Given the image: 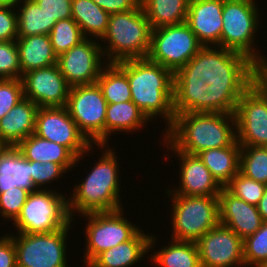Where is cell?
<instances>
[{"label": "cell", "mask_w": 267, "mask_h": 267, "mask_svg": "<svg viewBox=\"0 0 267 267\" xmlns=\"http://www.w3.org/2000/svg\"><path fill=\"white\" fill-rule=\"evenodd\" d=\"M260 73L261 69L242 53L204 46L174 73V113L234 114L243 92Z\"/></svg>", "instance_id": "obj_1"}, {"label": "cell", "mask_w": 267, "mask_h": 267, "mask_svg": "<svg viewBox=\"0 0 267 267\" xmlns=\"http://www.w3.org/2000/svg\"><path fill=\"white\" fill-rule=\"evenodd\" d=\"M126 74L133 101L152 120L166 119L167 130L174 121V73L148 58L130 59L116 63ZM159 114V115H158Z\"/></svg>", "instance_id": "obj_2"}, {"label": "cell", "mask_w": 267, "mask_h": 267, "mask_svg": "<svg viewBox=\"0 0 267 267\" xmlns=\"http://www.w3.org/2000/svg\"><path fill=\"white\" fill-rule=\"evenodd\" d=\"M163 137L176 150L191 155H198L207 149L231 146L236 141L235 115L208 112L178 113Z\"/></svg>", "instance_id": "obj_3"}, {"label": "cell", "mask_w": 267, "mask_h": 267, "mask_svg": "<svg viewBox=\"0 0 267 267\" xmlns=\"http://www.w3.org/2000/svg\"><path fill=\"white\" fill-rule=\"evenodd\" d=\"M112 148H105L87 177L75 185L73 195L68 198V210L79 215L93 212H110L122 209L120 203V180L118 159Z\"/></svg>", "instance_id": "obj_4"}, {"label": "cell", "mask_w": 267, "mask_h": 267, "mask_svg": "<svg viewBox=\"0 0 267 267\" xmlns=\"http://www.w3.org/2000/svg\"><path fill=\"white\" fill-rule=\"evenodd\" d=\"M152 28L141 3L130 11L111 14L101 41L107 63L147 58L151 47ZM107 41V42H106ZM109 59V60H108Z\"/></svg>", "instance_id": "obj_5"}, {"label": "cell", "mask_w": 267, "mask_h": 267, "mask_svg": "<svg viewBox=\"0 0 267 267\" xmlns=\"http://www.w3.org/2000/svg\"><path fill=\"white\" fill-rule=\"evenodd\" d=\"M254 2L223 0L221 47L246 55L262 69L267 64V57L260 55L254 47V33L260 20L259 9Z\"/></svg>", "instance_id": "obj_6"}, {"label": "cell", "mask_w": 267, "mask_h": 267, "mask_svg": "<svg viewBox=\"0 0 267 267\" xmlns=\"http://www.w3.org/2000/svg\"><path fill=\"white\" fill-rule=\"evenodd\" d=\"M171 197V240L196 242L219 224L218 196L168 195Z\"/></svg>", "instance_id": "obj_7"}, {"label": "cell", "mask_w": 267, "mask_h": 267, "mask_svg": "<svg viewBox=\"0 0 267 267\" xmlns=\"http://www.w3.org/2000/svg\"><path fill=\"white\" fill-rule=\"evenodd\" d=\"M68 198L54 190L37 189L28 194L18 218L13 222L17 233H49L72 223Z\"/></svg>", "instance_id": "obj_8"}, {"label": "cell", "mask_w": 267, "mask_h": 267, "mask_svg": "<svg viewBox=\"0 0 267 267\" xmlns=\"http://www.w3.org/2000/svg\"><path fill=\"white\" fill-rule=\"evenodd\" d=\"M234 115L241 146L267 147V80L261 73L243 92Z\"/></svg>", "instance_id": "obj_9"}, {"label": "cell", "mask_w": 267, "mask_h": 267, "mask_svg": "<svg viewBox=\"0 0 267 267\" xmlns=\"http://www.w3.org/2000/svg\"><path fill=\"white\" fill-rule=\"evenodd\" d=\"M107 105L97 83L70 87L66 108L71 118L86 139L103 150L108 146L105 145Z\"/></svg>", "instance_id": "obj_10"}, {"label": "cell", "mask_w": 267, "mask_h": 267, "mask_svg": "<svg viewBox=\"0 0 267 267\" xmlns=\"http://www.w3.org/2000/svg\"><path fill=\"white\" fill-rule=\"evenodd\" d=\"M204 46L186 22L152 29L147 58L175 73Z\"/></svg>", "instance_id": "obj_11"}, {"label": "cell", "mask_w": 267, "mask_h": 267, "mask_svg": "<svg viewBox=\"0 0 267 267\" xmlns=\"http://www.w3.org/2000/svg\"><path fill=\"white\" fill-rule=\"evenodd\" d=\"M70 228L71 223L55 232L12 234L17 267H68L66 239Z\"/></svg>", "instance_id": "obj_12"}, {"label": "cell", "mask_w": 267, "mask_h": 267, "mask_svg": "<svg viewBox=\"0 0 267 267\" xmlns=\"http://www.w3.org/2000/svg\"><path fill=\"white\" fill-rule=\"evenodd\" d=\"M123 214V208L117 211L82 214L88 219L85 228L87 244L83 258L85 266L101 252L130 240L140 230L139 226L129 222Z\"/></svg>", "instance_id": "obj_13"}, {"label": "cell", "mask_w": 267, "mask_h": 267, "mask_svg": "<svg viewBox=\"0 0 267 267\" xmlns=\"http://www.w3.org/2000/svg\"><path fill=\"white\" fill-rule=\"evenodd\" d=\"M101 46L96 39L86 38L57 57V65L70 87L96 83L102 65L108 64L104 63Z\"/></svg>", "instance_id": "obj_14"}, {"label": "cell", "mask_w": 267, "mask_h": 267, "mask_svg": "<svg viewBox=\"0 0 267 267\" xmlns=\"http://www.w3.org/2000/svg\"><path fill=\"white\" fill-rule=\"evenodd\" d=\"M34 134L67 147L77 158L92 145L79 131L66 107L39 108Z\"/></svg>", "instance_id": "obj_15"}, {"label": "cell", "mask_w": 267, "mask_h": 267, "mask_svg": "<svg viewBox=\"0 0 267 267\" xmlns=\"http://www.w3.org/2000/svg\"><path fill=\"white\" fill-rule=\"evenodd\" d=\"M196 245L202 267H245L243 239L220 223L199 238Z\"/></svg>", "instance_id": "obj_16"}, {"label": "cell", "mask_w": 267, "mask_h": 267, "mask_svg": "<svg viewBox=\"0 0 267 267\" xmlns=\"http://www.w3.org/2000/svg\"><path fill=\"white\" fill-rule=\"evenodd\" d=\"M24 97L39 108L66 107L70 86L59 66L34 69L23 74Z\"/></svg>", "instance_id": "obj_17"}, {"label": "cell", "mask_w": 267, "mask_h": 267, "mask_svg": "<svg viewBox=\"0 0 267 267\" xmlns=\"http://www.w3.org/2000/svg\"><path fill=\"white\" fill-rule=\"evenodd\" d=\"M164 143L179 157L180 162V185L176 189L167 190L168 195L187 196H218L222 186L210 173L198 155H191L176 150L165 138ZM169 147V148H168ZM173 192V193H172Z\"/></svg>", "instance_id": "obj_18"}, {"label": "cell", "mask_w": 267, "mask_h": 267, "mask_svg": "<svg viewBox=\"0 0 267 267\" xmlns=\"http://www.w3.org/2000/svg\"><path fill=\"white\" fill-rule=\"evenodd\" d=\"M223 0L189 1L186 23L203 46L221 47Z\"/></svg>", "instance_id": "obj_19"}, {"label": "cell", "mask_w": 267, "mask_h": 267, "mask_svg": "<svg viewBox=\"0 0 267 267\" xmlns=\"http://www.w3.org/2000/svg\"><path fill=\"white\" fill-rule=\"evenodd\" d=\"M219 223L232 229L243 240L263 224L257 206L231 194L225 187L218 195Z\"/></svg>", "instance_id": "obj_20"}, {"label": "cell", "mask_w": 267, "mask_h": 267, "mask_svg": "<svg viewBox=\"0 0 267 267\" xmlns=\"http://www.w3.org/2000/svg\"><path fill=\"white\" fill-rule=\"evenodd\" d=\"M156 238L140 229L130 240L101 252L87 267L133 266L155 247Z\"/></svg>", "instance_id": "obj_21"}, {"label": "cell", "mask_w": 267, "mask_h": 267, "mask_svg": "<svg viewBox=\"0 0 267 267\" xmlns=\"http://www.w3.org/2000/svg\"><path fill=\"white\" fill-rule=\"evenodd\" d=\"M38 109L28 98L19 101L0 119V145L17 146L34 133Z\"/></svg>", "instance_id": "obj_22"}, {"label": "cell", "mask_w": 267, "mask_h": 267, "mask_svg": "<svg viewBox=\"0 0 267 267\" xmlns=\"http://www.w3.org/2000/svg\"><path fill=\"white\" fill-rule=\"evenodd\" d=\"M14 187L29 193L37 190L31 177V161L17 146L0 145V193Z\"/></svg>", "instance_id": "obj_23"}, {"label": "cell", "mask_w": 267, "mask_h": 267, "mask_svg": "<svg viewBox=\"0 0 267 267\" xmlns=\"http://www.w3.org/2000/svg\"><path fill=\"white\" fill-rule=\"evenodd\" d=\"M17 147L28 161L54 162L61 164L66 170L74 168L80 162L81 157L84 158L86 153L88 154L92 149L91 145L85 153L77 158L67 147L43 139L34 133L22 140Z\"/></svg>", "instance_id": "obj_24"}, {"label": "cell", "mask_w": 267, "mask_h": 267, "mask_svg": "<svg viewBox=\"0 0 267 267\" xmlns=\"http://www.w3.org/2000/svg\"><path fill=\"white\" fill-rule=\"evenodd\" d=\"M17 49L21 66V78L30 70L46 68L57 64L49 35H35L17 38Z\"/></svg>", "instance_id": "obj_25"}, {"label": "cell", "mask_w": 267, "mask_h": 267, "mask_svg": "<svg viewBox=\"0 0 267 267\" xmlns=\"http://www.w3.org/2000/svg\"><path fill=\"white\" fill-rule=\"evenodd\" d=\"M241 145L237 140L222 148L207 149L198 154L217 182L225 187L240 171Z\"/></svg>", "instance_id": "obj_26"}, {"label": "cell", "mask_w": 267, "mask_h": 267, "mask_svg": "<svg viewBox=\"0 0 267 267\" xmlns=\"http://www.w3.org/2000/svg\"><path fill=\"white\" fill-rule=\"evenodd\" d=\"M148 118L142 113L133 101L108 104L105 120V144L113 132H134L148 122Z\"/></svg>", "instance_id": "obj_27"}, {"label": "cell", "mask_w": 267, "mask_h": 267, "mask_svg": "<svg viewBox=\"0 0 267 267\" xmlns=\"http://www.w3.org/2000/svg\"><path fill=\"white\" fill-rule=\"evenodd\" d=\"M71 11L72 19L79 25L85 38L91 35L93 39H102L108 28L109 13L92 0H72Z\"/></svg>", "instance_id": "obj_28"}, {"label": "cell", "mask_w": 267, "mask_h": 267, "mask_svg": "<svg viewBox=\"0 0 267 267\" xmlns=\"http://www.w3.org/2000/svg\"><path fill=\"white\" fill-rule=\"evenodd\" d=\"M152 29L186 22L189 0H140Z\"/></svg>", "instance_id": "obj_29"}, {"label": "cell", "mask_w": 267, "mask_h": 267, "mask_svg": "<svg viewBox=\"0 0 267 267\" xmlns=\"http://www.w3.org/2000/svg\"><path fill=\"white\" fill-rule=\"evenodd\" d=\"M168 244L149 257L157 267H202L196 242L172 240Z\"/></svg>", "instance_id": "obj_30"}, {"label": "cell", "mask_w": 267, "mask_h": 267, "mask_svg": "<svg viewBox=\"0 0 267 267\" xmlns=\"http://www.w3.org/2000/svg\"><path fill=\"white\" fill-rule=\"evenodd\" d=\"M17 11L18 38L49 35L56 19H51L34 0H20ZM22 5V6H21Z\"/></svg>", "instance_id": "obj_31"}, {"label": "cell", "mask_w": 267, "mask_h": 267, "mask_svg": "<svg viewBox=\"0 0 267 267\" xmlns=\"http://www.w3.org/2000/svg\"><path fill=\"white\" fill-rule=\"evenodd\" d=\"M96 83L108 104L131 101V90L127 74L116 64L103 66Z\"/></svg>", "instance_id": "obj_32"}, {"label": "cell", "mask_w": 267, "mask_h": 267, "mask_svg": "<svg viewBox=\"0 0 267 267\" xmlns=\"http://www.w3.org/2000/svg\"><path fill=\"white\" fill-rule=\"evenodd\" d=\"M240 172L267 185V147L241 146Z\"/></svg>", "instance_id": "obj_33"}, {"label": "cell", "mask_w": 267, "mask_h": 267, "mask_svg": "<svg viewBox=\"0 0 267 267\" xmlns=\"http://www.w3.org/2000/svg\"><path fill=\"white\" fill-rule=\"evenodd\" d=\"M49 37L57 57L86 39L79 25L72 18L57 21Z\"/></svg>", "instance_id": "obj_34"}, {"label": "cell", "mask_w": 267, "mask_h": 267, "mask_svg": "<svg viewBox=\"0 0 267 267\" xmlns=\"http://www.w3.org/2000/svg\"><path fill=\"white\" fill-rule=\"evenodd\" d=\"M245 267H263L267 263V221L243 240Z\"/></svg>", "instance_id": "obj_35"}, {"label": "cell", "mask_w": 267, "mask_h": 267, "mask_svg": "<svg viewBox=\"0 0 267 267\" xmlns=\"http://www.w3.org/2000/svg\"><path fill=\"white\" fill-rule=\"evenodd\" d=\"M265 184L257 182L246 177L240 171L235 175L225 188L237 198L245 202L257 206L260 199L263 197Z\"/></svg>", "instance_id": "obj_36"}, {"label": "cell", "mask_w": 267, "mask_h": 267, "mask_svg": "<svg viewBox=\"0 0 267 267\" xmlns=\"http://www.w3.org/2000/svg\"><path fill=\"white\" fill-rule=\"evenodd\" d=\"M0 79H21V66L15 40L0 41Z\"/></svg>", "instance_id": "obj_37"}, {"label": "cell", "mask_w": 267, "mask_h": 267, "mask_svg": "<svg viewBox=\"0 0 267 267\" xmlns=\"http://www.w3.org/2000/svg\"><path fill=\"white\" fill-rule=\"evenodd\" d=\"M29 192L25 189L14 187L0 193V214L5 219L13 222L18 218Z\"/></svg>", "instance_id": "obj_38"}, {"label": "cell", "mask_w": 267, "mask_h": 267, "mask_svg": "<svg viewBox=\"0 0 267 267\" xmlns=\"http://www.w3.org/2000/svg\"><path fill=\"white\" fill-rule=\"evenodd\" d=\"M24 98L21 79H0V119Z\"/></svg>", "instance_id": "obj_39"}, {"label": "cell", "mask_w": 267, "mask_h": 267, "mask_svg": "<svg viewBox=\"0 0 267 267\" xmlns=\"http://www.w3.org/2000/svg\"><path fill=\"white\" fill-rule=\"evenodd\" d=\"M67 170L61 165L54 162L40 163L38 161H31V177L36 189H48L44 187L46 184L57 180Z\"/></svg>", "instance_id": "obj_40"}, {"label": "cell", "mask_w": 267, "mask_h": 267, "mask_svg": "<svg viewBox=\"0 0 267 267\" xmlns=\"http://www.w3.org/2000/svg\"><path fill=\"white\" fill-rule=\"evenodd\" d=\"M14 5L0 6V41H11L18 38L17 13Z\"/></svg>", "instance_id": "obj_41"}, {"label": "cell", "mask_w": 267, "mask_h": 267, "mask_svg": "<svg viewBox=\"0 0 267 267\" xmlns=\"http://www.w3.org/2000/svg\"><path fill=\"white\" fill-rule=\"evenodd\" d=\"M38 6L52 19L60 21L72 18V0H34Z\"/></svg>", "instance_id": "obj_42"}, {"label": "cell", "mask_w": 267, "mask_h": 267, "mask_svg": "<svg viewBox=\"0 0 267 267\" xmlns=\"http://www.w3.org/2000/svg\"><path fill=\"white\" fill-rule=\"evenodd\" d=\"M0 267H17L16 248L12 235L0 237Z\"/></svg>", "instance_id": "obj_43"}, {"label": "cell", "mask_w": 267, "mask_h": 267, "mask_svg": "<svg viewBox=\"0 0 267 267\" xmlns=\"http://www.w3.org/2000/svg\"><path fill=\"white\" fill-rule=\"evenodd\" d=\"M107 13L115 14L135 9L140 0H92Z\"/></svg>", "instance_id": "obj_44"}, {"label": "cell", "mask_w": 267, "mask_h": 267, "mask_svg": "<svg viewBox=\"0 0 267 267\" xmlns=\"http://www.w3.org/2000/svg\"><path fill=\"white\" fill-rule=\"evenodd\" d=\"M257 209L263 221H267V186L263 197L260 199L257 205Z\"/></svg>", "instance_id": "obj_45"}, {"label": "cell", "mask_w": 267, "mask_h": 267, "mask_svg": "<svg viewBox=\"0 0 267 267\" xmlns=\"http://www.w3.org/2000/svg\"><path fill=\"white\" fill-rule=\"evenodd\" d=\"M21 3L20 0H0V6L3 5H14L18 6V4Z\"/></svg>", "instance_id": "obj_46"}, {"label": "cell", "mask_w": 267, "mask_h": 267, "mask_svg": "<svg viewBox=\"0 0 267 267\" xmlns=\"http://www.w3.org/2000/svg\"><path fill=\"white\" fill-rule=\"evenodd\" d=\"M261 74L266 78L267 80V64L261 69Z\"/></svg>", "instance_id": "obj_47"}, {"label": "cell", "mask_w": 267, "mask_h": 267, "mask_svg": "<svg viewBox=\"0 0 267 267\" xmlns=\"http://www.w3.org/2000/svg\"><path fill=\"white\" fill-rule=\"evenodd\" d=\"M189 1H208V0H189Z\"/></svg>", "instance_id": "obj_48"}]
</instances>
